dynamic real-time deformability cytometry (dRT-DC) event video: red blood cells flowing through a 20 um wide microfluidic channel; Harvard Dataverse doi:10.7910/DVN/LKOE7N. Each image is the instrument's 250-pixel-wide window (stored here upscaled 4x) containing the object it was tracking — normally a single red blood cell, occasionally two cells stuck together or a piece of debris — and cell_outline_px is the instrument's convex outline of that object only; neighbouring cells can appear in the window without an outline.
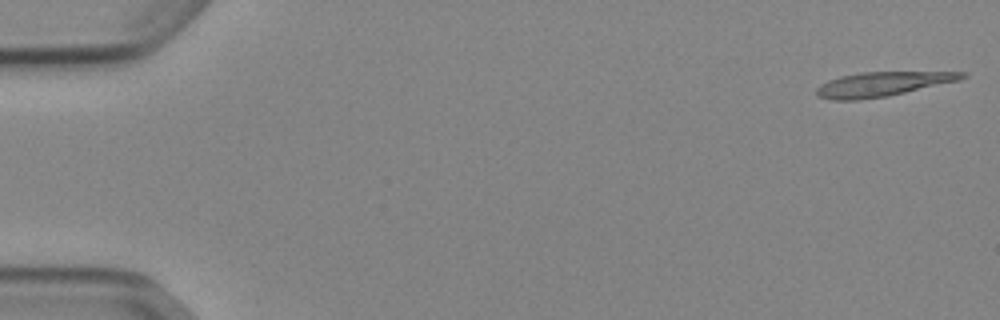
{"species": "Egyptian fruit bat (a non-hibernating species)", "species_latin": "Rousettus aegyptiacus", "temperature_condition": "cold", "stored_images_in_passage": 52, "camera_frame_rate_fps": 3000, "um_per_image_px": 0.085, "animal": {"sex": "female"}, "frame": {"image": 1, "passage_image": 1, "time_ms": 0.0, "image_size_px": [1000, 320], "cell_outline_px": [[968, 76], [960, 80], [888, 96], [856, 100], [832, 100], [816, 96], [816, 88], [820, 84], [828, 80], [840, 76], [860, 72], [968, 72]], "centroid_in_image_um": [74.98, 7.15], "position_along_channel_um": 10.0, "area_um2": 20.75}}
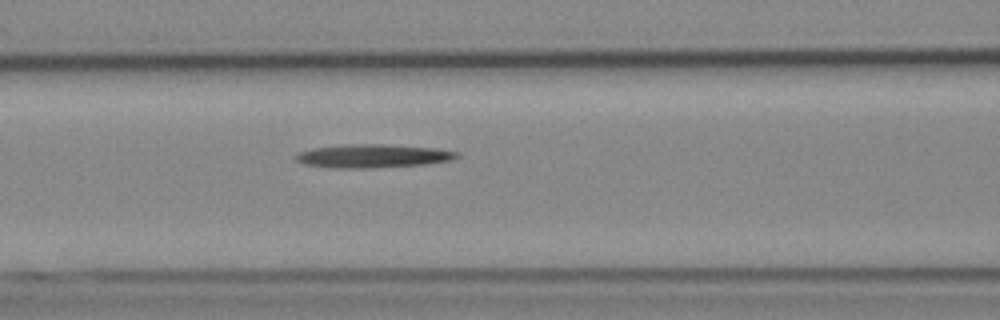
{"frame": {"image": 2, "passage_image": 22, "time_ms": 7.0, "image_size_px": [1000, 320], "cell_outline_px": [[460, 156], [452, 160], [424, 164], [372, 168], [332, 168], [304, 164], [296, 160], [292, 156], [300, 152], [312, 148], [360, 144], [384, 144], [436, 148], [460, 152]], "centroid_in_image_um": [31.72, 13.26], "position_along_channel_um": 134.9, "area_um2": 21.96}}
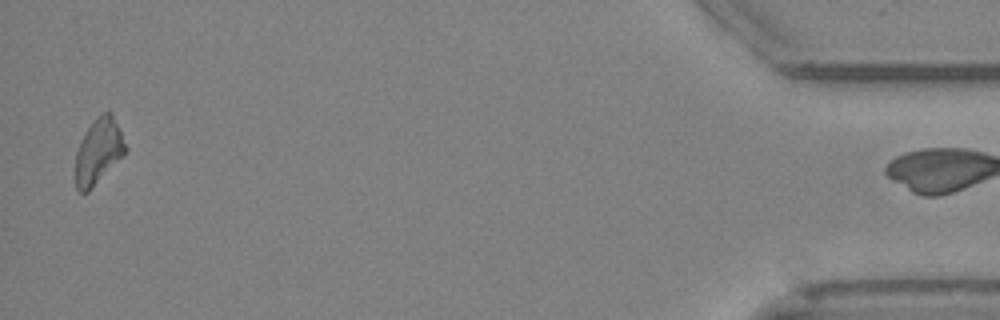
{"frame": {"image": 3, "passage_image": 51, "time_ms": 16.667, "image_size_px": [1000, 320], "cell_outline_px": [[128, 148], [92, 188], [88, 192], [80, 192], [76, 188], [76, 152], [80, 140], [88, 128], [104, 112], [112, 112]], "centroid_in_image_um": [8.36, 12.86], "position_along_channel_um": 426.8, "area_um2": 18.44}}